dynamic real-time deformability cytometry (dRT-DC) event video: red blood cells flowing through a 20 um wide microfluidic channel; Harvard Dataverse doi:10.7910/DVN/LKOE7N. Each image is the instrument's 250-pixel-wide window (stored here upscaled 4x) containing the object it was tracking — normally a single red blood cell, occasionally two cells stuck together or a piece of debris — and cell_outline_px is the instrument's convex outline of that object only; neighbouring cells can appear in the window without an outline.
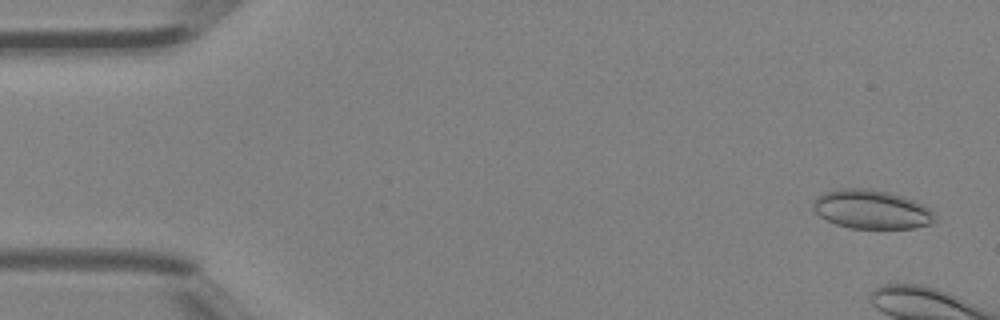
{"species": "Egyptian fruit bat (a non-hibernating species)", "species_latin": "Rousettus aegyptiacus", "temperature_condition": "room temperature", "stored_images_in_passage": 6, "camera_frame_rate_fps": 3000, "um_per_image_px": 0.085, "animal": {"sex": "female"}, "frame": {"image": 1, "passage_image": 2, "time_ms": 0.333, "image_size_px": [1000, 320], "cell_outline_px": [[936, 220], [932, 224], [916, 228], [848, 228], [836, 224], [820, 216], [812, 208], [812, 200], [816, 196], [824, 192], [836, 188], [868, 188], [888, 192], [904, 196], [916, 200], [928, 208], [936, 216]], "centroid_in_image_um": [74.07, 17.79], "position_along_channel_um": 10.9, "area_um2": 27.98}}